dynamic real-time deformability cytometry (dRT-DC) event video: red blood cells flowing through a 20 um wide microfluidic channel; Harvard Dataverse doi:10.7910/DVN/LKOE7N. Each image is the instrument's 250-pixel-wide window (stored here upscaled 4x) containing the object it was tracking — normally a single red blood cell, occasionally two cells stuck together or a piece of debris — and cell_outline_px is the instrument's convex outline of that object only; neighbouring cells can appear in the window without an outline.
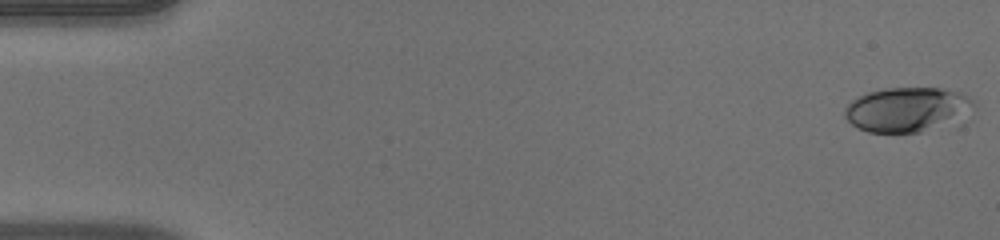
{"species": "human", "species_latin": "Homo sapiens", "temperature_condition": "warm", "stored_images_in_passage": 51, "camera_frame_rate_fps": 3000, "um_per_image_px": 0.085, "donor": {"sex": "male"}, "frame": {"image": 1, "passage_image": 1, "time_ms": 0.0, "image_size_px": [1000, 240], "cell_outline_px": [[976, 108], [972, 120], [964, 124], [920, 132], [868, 132], [856, 128], [844, 116], [844, 108], [852, 100], [868, 92], [884, 88], [940, 88], [960, 92], [968, 96], [976, 104]], "centroid_in_image_um": [77.31, 9.35], "position_along_channel_um": 7.7, "area_um2": 35.14}}
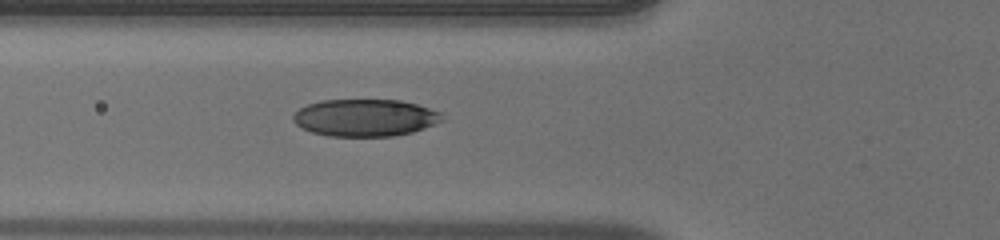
{"frame": {"image": 2, "passage_image": 19, "time_ms": 6.0, "image_size_px": [1000, 240], "cell_outline_px": [[444, 120], [424, 128], [412, 132], [392, 136], [328, 136], [312, 132], [296, 124], [292, 120], [292, 116], [300, 108], [308, 104], [320, 100], [400, 100], [416, 104], [440, 112]], "centroid_in_image_um": [31.02, 10.0], "position_along_channel_um": 94.8, "area_um2": 32.14}}
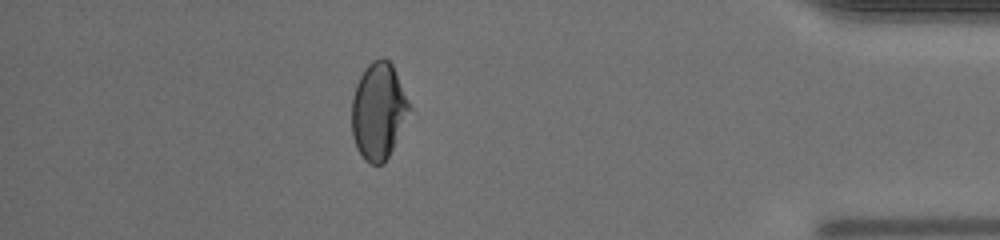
{"frame": {"image": 3, "passage_image": 45, "time_ms": 14.667, "image_size_px": [1000, 240], "cell_outline_px": [[412, 108], [384, 164], [372, 164], [364, 160], [356, 148], [352, 136], [352, 96], [356, 84], [364, 68], [372, 60], [380, 56], [384, 56], [392, 64]], "centroid_in_image_um": [32.15, 9.41], "position_along_channel_um": 403.0, "area_um2": 32.54}, "authors_computed_cell_mechanics": {"area_um2": 32.368, "velocity_mm_per_s": 4.0348, "shape_relaxation_time_tau1_ms": 10.2526, "shape_relaxation_time_tau2_ms": 1.5769, "deformation_change_tau1": 0.2527, "deformation_change_tau2": 0.0545}}